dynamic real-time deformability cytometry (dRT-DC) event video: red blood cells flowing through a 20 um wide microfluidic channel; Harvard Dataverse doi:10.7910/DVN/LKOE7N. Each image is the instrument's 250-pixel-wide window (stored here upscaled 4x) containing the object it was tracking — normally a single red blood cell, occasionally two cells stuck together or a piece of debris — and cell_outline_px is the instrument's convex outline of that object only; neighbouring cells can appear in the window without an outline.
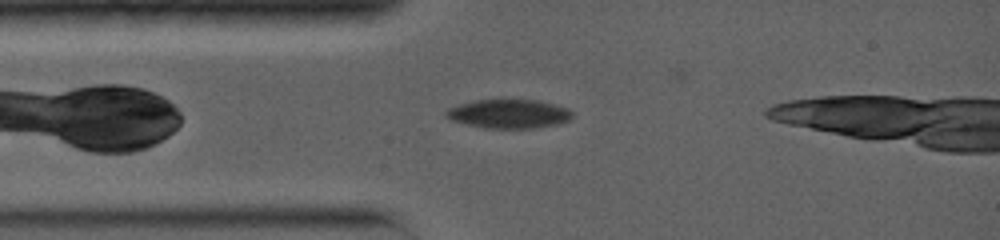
{"species": "common noctule bat (a hibernating species)", "species_latin": "Nyctalus noctula", "temperature_condition": "warm", "stored_images_in_passage": 45, "camera_frame_rate_fps": 5000, "um_per_image_px": 0.085, "animal": {"sex": "female", "body_mass_g": 19.0, "forearm_length_mm": 56.7}, "frame": {"image": 1, "passage_image": 2, "time_ms": 0.6, "image_size_px": [1000, 240], "cell_outline_px": [[572, 116], [568, 120], [556, 124], [536, 128], [484, 128], [452, 120], [444, 116], [444, 112], [448, 108], [472, 100], [500, 96], [540, 100], [556, 104], [568, 108], [572, 112]], "centroid_in_image_um": [43.23, 9.61], "position_along_channel_um": 41.8, "area_um2": 22.25}}
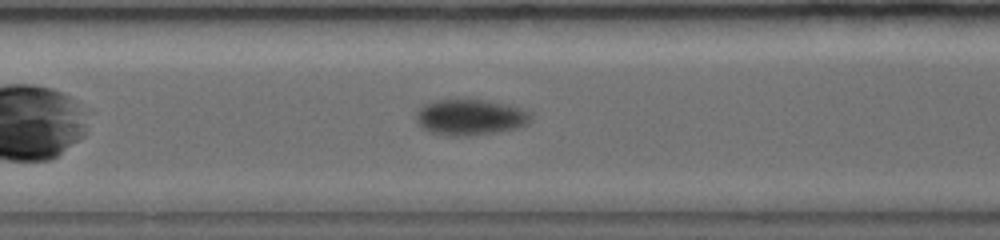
{"frame": {"image": 2, "passage_image": 12, "time_ms": 4.0, "image_size_px": [1000, 240], "cell_outline_px": [[532, 120], [528, 124], [516, 128], [496, 132], [468, 136], [448, 136], [428, 132], [416, 120], [416, 112], [424, 104], [432, 100], [468, 96], [504, 104], [520, 108], [532, 112]], "centroid_in_image_um": [39.95, 9.92], "position_along_channel_um": 167.4, "area_um2": 24.85}}
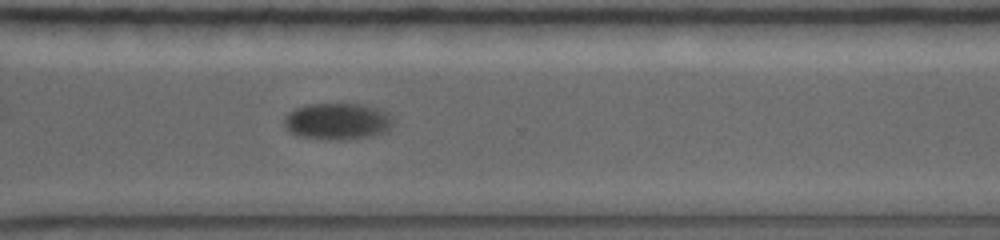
{"frame": {"image": 3, "passage_image": 35, "time_ms": 8.6, "image_size_px": [1000, 240], "cell_outline_px": [[396, 120], [392, 128], [384, 132], [368, 136], [340, 140], [336, 140], [300, 136], [284, 128], [284, 116], [288, 112], [304, 104], [360, 104], [380, 108], [388, 112]], "centroid_in_image_um": [28.72, 10.29], "position_along_channel_um": 341.9, "area_um2": 23.47}}